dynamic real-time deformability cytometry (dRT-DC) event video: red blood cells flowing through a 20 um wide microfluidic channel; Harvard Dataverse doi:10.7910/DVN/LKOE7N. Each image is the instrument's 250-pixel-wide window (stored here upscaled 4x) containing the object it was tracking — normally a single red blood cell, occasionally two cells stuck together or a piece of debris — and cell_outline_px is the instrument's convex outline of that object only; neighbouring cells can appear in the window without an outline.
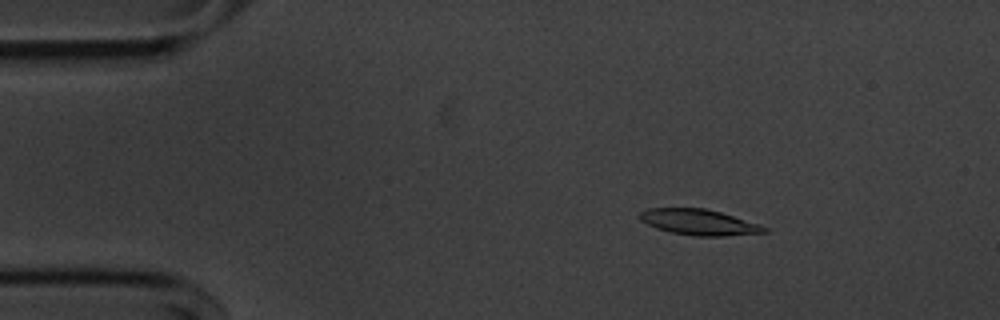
{"species": "common noctule bat (a hibernating species)", "species_latin": "Nyctalus noctula", "temperature_condition": "cold", "stored_images_in_passage": 54, "camera_frame_rate_fps": 3000, "um_per_image_px": 0.085, "animal": {"sex": "male", "body_mass_g": 20.1, "forearm_length_mm": 53.5}, "frame": {"image": 1, "passage_image": 7, "time_ms": 2.0, "image_size_px": [1000, 320], "cell_outline_px": [[768, 232], [724, 236], [696, 236], [672, 232], [656, 228], [640, 220], [640, 212], [648, 208], [704, 208], [720, 212], [768, 228]], "centroid_in_image_um": [59.38, 18.88], "position_along_channel_um": 25.6, "area_um2": 18.32}}
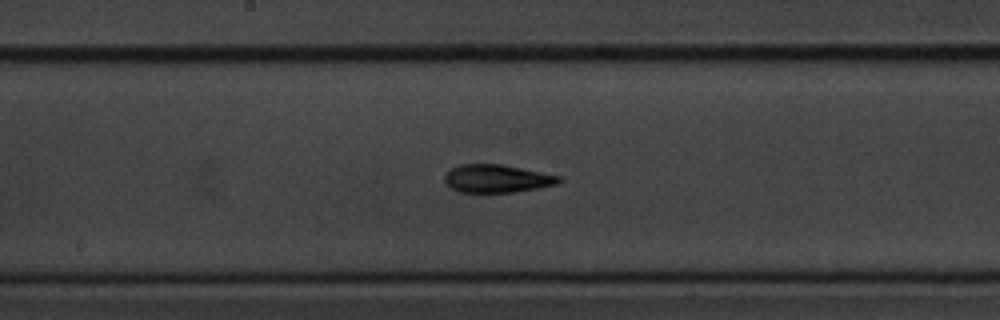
{"frame": {"image": 2, "passage_image": 27, "time_ms": 8.667, "image_size_px": [1000, 320], "cell_outline_px": [[564, 180], [556, 184], [540, 188], [512, 192], [460, 192], [444, 184], [444, 176], [452, 168], [460, 164], [504, 164], [560, 176]], "centroid_in_image_um": [42.24, 15.18], "position_along_channel_um": 206.0, "area_um2": 18.73}}
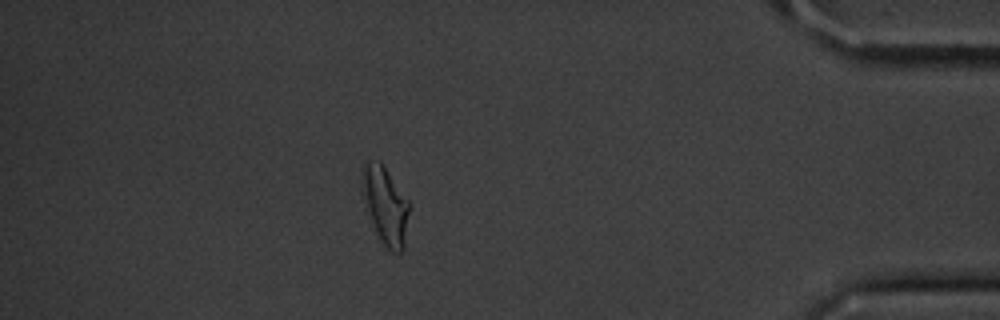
{"frame": {"image": 3, "passage_image": 47, "time_ms": 15.333, "image_size_px": [1000, 320], "cell_outline_px": [[408, 212], [404, 248], [400, 252], [392, 252], [384, 244], [372, 220], [360, 188], [360, 180], [364, 160], [380, 160], [408, 200]], "centroid_in_image_um": [32.73, 17.35], "position_along_channel_um": 402.5, "area_um2": 20.75}, "authors_computed_cell_mechanics": {"area_um2": 18.9295, "velocity_mm_per_s": 3.6032, "shape_relaxation_time_tau1_ms": 3.7538, "shape_relaxation_time_tau2_ms": 4.6873, "deformation_change_tau1": 0.1532, "deformation_change_tau2": 0.1029}}